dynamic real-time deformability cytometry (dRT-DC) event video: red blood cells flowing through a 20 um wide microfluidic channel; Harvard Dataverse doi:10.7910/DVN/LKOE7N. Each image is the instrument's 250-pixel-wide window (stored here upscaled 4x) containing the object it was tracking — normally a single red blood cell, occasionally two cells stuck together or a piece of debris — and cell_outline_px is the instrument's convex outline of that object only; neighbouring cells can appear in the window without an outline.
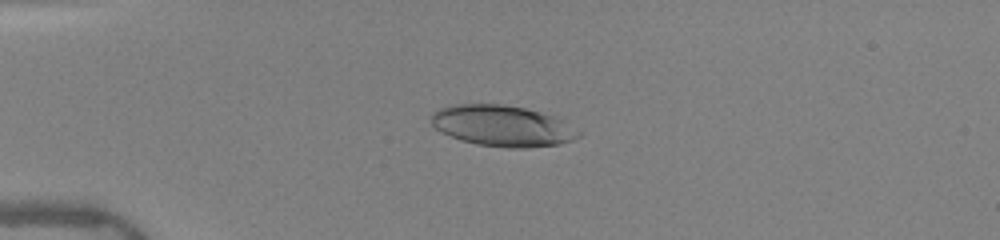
{"species": "human", "species_latin": "Homo sapiens", "temperature_condition": "warm", "stored_images_in_passage": 40, "camera_frame_rate_fps": 3000, "um_per_image_px": 0.085, "donor": {"sex": "female"}, "frame": {"image": 1, "passage_image": 3, "time_ms": 0.667, "image_size_px": [1000, 240], "cell_outline_px": [[584, 132], [580, 136], [572, 140], [560, 144], [524, 148], [508, 148], [476, 144], [460, 140], [436, 128], [432, 124], [432, 112], [440, 108], [456, 104], [504, 104], [524, 108], [556, 116]], "centroid_in_image_um": [42.77, 10.7], "position_along_channel_um": 42.2, "area_um2": 35.32}}
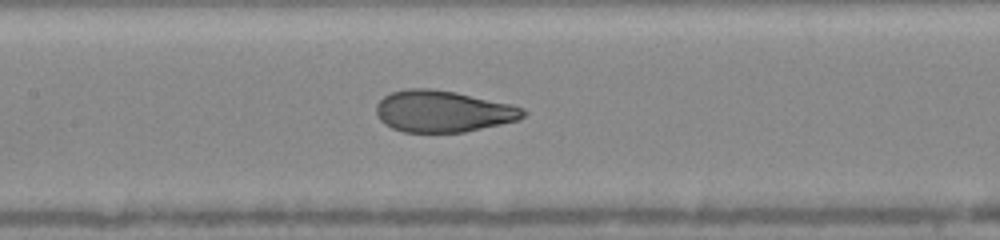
{"frame": {"image": 2, "passage_image": 15, "time_ms": 4.667, "image_size_px": [1000, 240], "cell_outline_px": [[528, 112], [520, 120], [464, 132], [404, 132], [392, 128], [384, 124], [380, 120], [376, 112], [376, 104], [384, 96], [392, 92], [408, 88], [428, 88], [456, 92], [512, 104], [524, 108]], "centroid_in_image_um": [37.67, 9.46], "position_along_channel_um": 169.7, "area_um2": 35.78}}
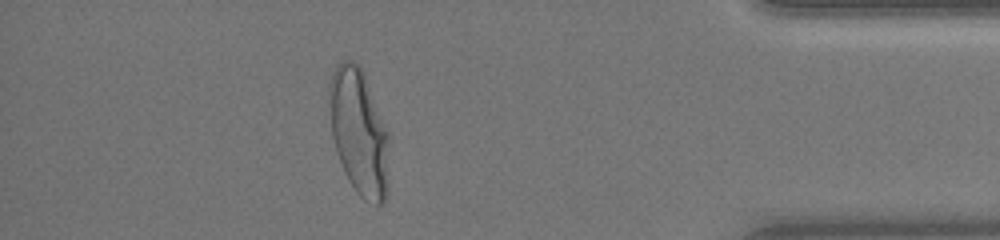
{"frame": {"image": 3, "passage_image": 35, "time_ms": 11.333, "image_size_px": [1000, 240], "cell_outline_px": [[388, 192], [384, 204], [376, 204], [364, 200], [356, 192], [348, 180], [344, 172], [332, 136], [328, 92], [328, 84], [332, 72], [336, 64], [340, 60], [352, 60], [364, 72], [388, 132]], "centroid_in_image_um": [30.51, 11.22], "position_along_channel_um": 404.7, "area_um2": 44.22}, "authors_computed_cell_mechanics": {"area_um2": 36.5585, "velocity_mm_per_s": 4.0324, "shape_relaxation_time_tau1_ms": 4.04, "shape_relaxation_time_tau2_ms": null, "deformation_change_tau1": 0.1992, "deformation_change_tau2": null}}